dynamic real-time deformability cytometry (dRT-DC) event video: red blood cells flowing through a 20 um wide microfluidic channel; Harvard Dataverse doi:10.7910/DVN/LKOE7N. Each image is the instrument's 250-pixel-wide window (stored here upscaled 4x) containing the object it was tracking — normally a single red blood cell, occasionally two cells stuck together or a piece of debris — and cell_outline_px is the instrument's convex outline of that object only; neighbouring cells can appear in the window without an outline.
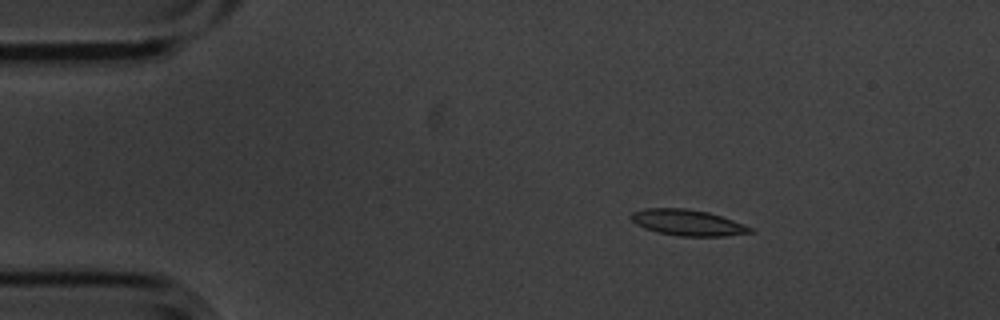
{"species": "common noctule bat (a hibernating species)", "species_latin": "Nyctalus noctula", "temperature_condition": "cold", "stored_images_in_passage": 4, "camera_frame_rate_fps": 3000, "um_per_image_px": 0.085, "animal": {"sex": "male", "body_mass_g": 20.1, "forearm_length_mm": 53.5}, "frame": {"image": 1, "passage_image": 2, "time_ms": 0.333, "image_size_px": [1000, 320], "cell_outline_px": [[756, 232], [724, 236], [680, 236], [656, 232], [644, 228], [636, 224], [628, 216], [632, 212], [644, 208], [684, 208], [708, 212], [744, 224], [752, 228]], "centroid_in_image_um": [58.42, 18.92], "position_along_channel_um": 26.6, "area_um2": 18.09}}